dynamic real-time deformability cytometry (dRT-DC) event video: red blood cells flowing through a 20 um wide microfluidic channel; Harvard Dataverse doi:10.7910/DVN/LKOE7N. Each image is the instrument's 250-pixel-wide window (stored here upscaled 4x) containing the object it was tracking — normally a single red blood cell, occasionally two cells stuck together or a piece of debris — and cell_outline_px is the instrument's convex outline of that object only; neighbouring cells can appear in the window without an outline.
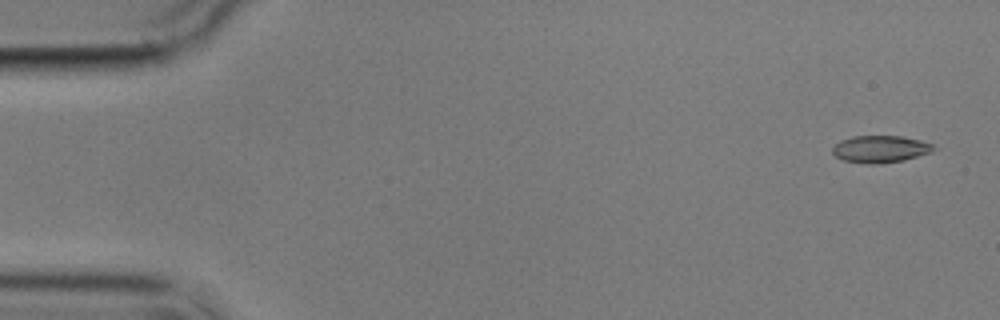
{"species": "common noctule bat (a hibernating species)", "species_latin": "Nyctalus noctula", "temperature_condition": "cold", "stored_images_in_passage": 5, "camera_frame_rate_fps": 3000, "um_per_image_px": 0.085, "animal": {"sex": "male", "body_mass_g": 17.9}, "frame": {"image": 1, "passage_image": 1, "time_ms": 0.0, "image_size_px": [1000, 320], "cell_outline_px": [[936, 148], [932, 152], [904, 160], [880, 164], [872, 164], [844, 160], [836, 156], [832, 152], [832, 148], [840, 140], [852, 136], [900, 136], [920, 140], [932, 144]], "centroid_in_image_um": [74.84, 12.67], "position_along_channel_um": 10.2, "area_um2": 15.9}}
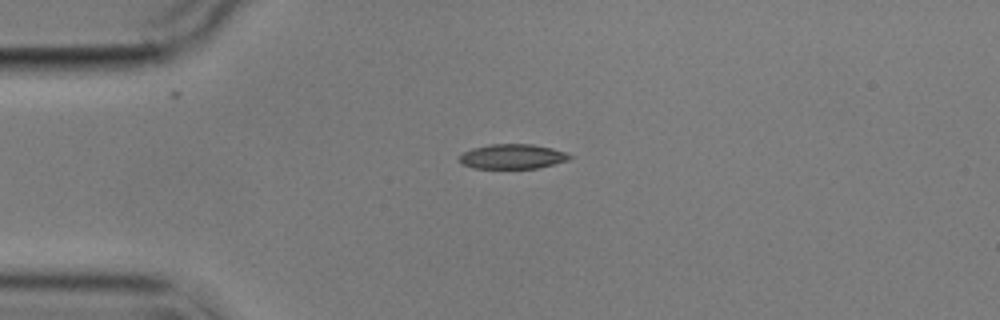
{"frame": {"image": 2, "passage_image": 4, "time_ms": 3.667, "image_size_px": [1000, 320], "cell_outline_px": [[576, 156], [568, 160], [536, 168], [472, 168], [460, 164], [460, 156], [464, 152], [472, 148], [492, 144], [532, 144], [552, 148]], "centroid_in_image_um": [43.56, 13.3], "position_along_channel_um": 41.4, "area_um2": 15.84}}